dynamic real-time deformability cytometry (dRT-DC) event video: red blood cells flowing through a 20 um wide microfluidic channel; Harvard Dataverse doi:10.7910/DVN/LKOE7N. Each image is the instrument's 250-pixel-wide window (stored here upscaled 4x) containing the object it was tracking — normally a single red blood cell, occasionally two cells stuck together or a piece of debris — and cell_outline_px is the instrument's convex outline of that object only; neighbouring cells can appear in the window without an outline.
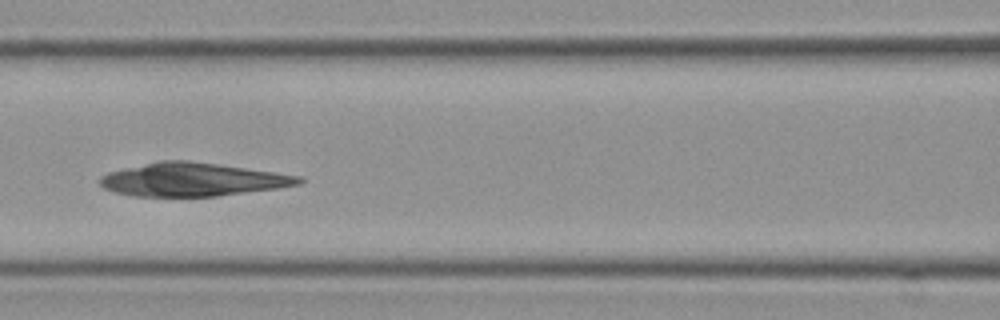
{"species": "Egyptian fruit bat (a non-hibernating species)", "species_latin": "Rousettus aegyptiacus", "temperature_condition": "cold", "stored_images_in_passage": 53, "camera_frame_rate_fps": 3000, "um_per_image_px": 0.085, "frame": {"image": 1, "passage_image": 22, "time_ms": 7.0, "image_size_px": [1000, 320], "cell_outline_px": [[304, 180], [300, 184], [276, 188], [216, 196], [132, 196], [112, 192], [104, 188], [100, 184], [100, 176], [108, 172], [124, 168], [164, 160], [184, 160], [216, 164], [300, 176]], "centroid_in_image_um": [16.3, 15.27], "position_along_channel_um": 150.3, "area_um2": 38.09}}
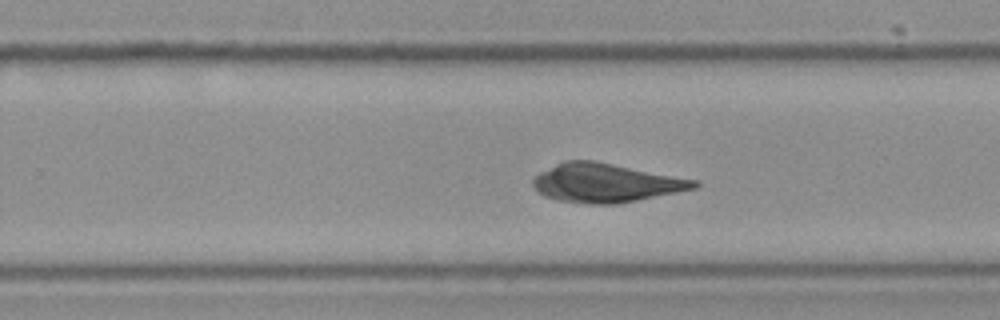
{"frame": {"image": 2, "passage_image": 33, "time_ms": 10.667, "image_size_px": [1000, 320], "cell_outline_px": [[700, 184], [696, 188], [616, 204], [588, 204], [556, 200], [544, 196], [532, 184], [532, 180], [540, 172], [564, 160], [592, 160], [700, 180]], "centroid_in_image_um": [51.5, 15.54], "position_along_channel_um": 278.3, "area_um2": 36.3}}
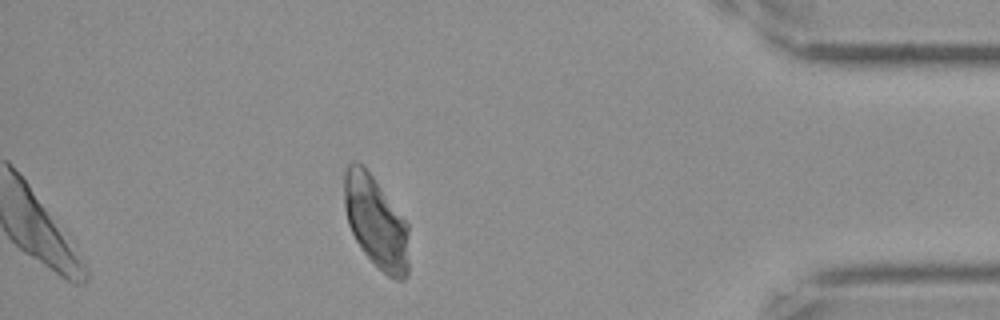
{"frame": {"image": 3, "passage_image": 47, "time_ms": 15.333, "image_size_px": [1000, 320], "cell_outline_px": [[408, 272], [404, 280], [396, 280], [388, 276], [360, 248], [348, 224], [344, 208], [344, 172], [348, 164], [352, 160], [356, 160], [372, 176], [408, 224]], "centroid_in_image_um": [31.94, 18.88], "position_along_channel_um": 403.3, "area_um2": 34.33}}